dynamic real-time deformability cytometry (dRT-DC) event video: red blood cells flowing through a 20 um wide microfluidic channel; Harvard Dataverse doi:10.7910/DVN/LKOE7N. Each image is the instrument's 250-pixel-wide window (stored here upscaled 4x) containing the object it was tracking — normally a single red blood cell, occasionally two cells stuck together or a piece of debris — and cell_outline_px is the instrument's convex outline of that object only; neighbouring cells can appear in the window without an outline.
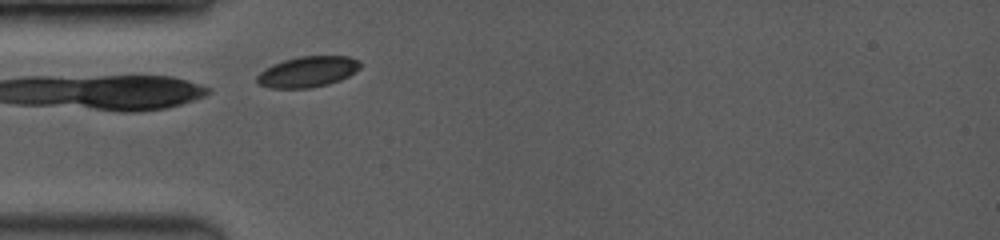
{"species": "common noctule bat (a hibernating species)", "species_latin": "Nyctalus noctula", "temperature_condition": "room temperature", "stored_images_in_passage": 1, "camera_frame_rate_fps": 3500, "um_per_image_px": 0.085, "animal": {"sex": "female", "body_mass_g": 19.0, "forearm_length_mm": 53.3}, "frame": {"image": 1, "passage_image": 1, "time_ms": 0.0, "image_size_px": [1000, 240], "cell_outline_px": [[360, 68], [348, 76], [340, 80], [328, 84], [308, 88], [268, 88], [260, 84], [256, 80], [256, 76], [260, 72], [272, 64], [284, 60], [300, 56], [348, 56], [360, 60]], "centroid_in_image_um": [26.15, 6.09], "position_along_channel_um": 58.9, "area_um2": 18.5}}